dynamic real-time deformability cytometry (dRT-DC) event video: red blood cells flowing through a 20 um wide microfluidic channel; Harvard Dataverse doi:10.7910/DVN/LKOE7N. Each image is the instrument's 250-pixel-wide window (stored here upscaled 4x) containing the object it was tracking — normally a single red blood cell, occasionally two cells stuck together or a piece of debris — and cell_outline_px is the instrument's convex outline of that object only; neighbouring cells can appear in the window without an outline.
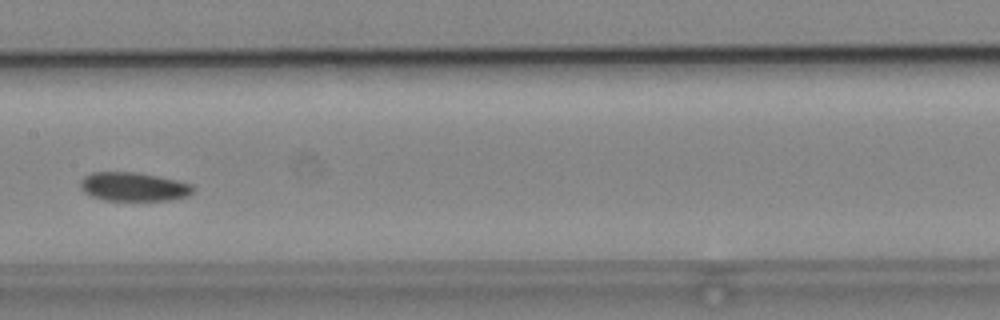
{"species": "common noctule bat (a hibernating species)", "species_latin": "Nyctalus noctula", "temperature_condition": "cold", "stored_images_in_passage": 6, "camera_frame_rate_fps": 3000, "um_per_image_px": 0.085, "animal": {"sex": "male", "body_mass_g": 19.2, "forearm_length_mm": 51.8}, "frame": {"image": 1, "passage_image": 6, "time_ms": 5.667, "image_size_px": [1000, 320], "cell_outline_px": [[192, 192], [188, 196], [168, 200], [104, 200], [92, 196], [84, 192], [80, 188], [80, 180], [84, 176], [92, 172], [136, 172], [176, 180], [192, 184]], "centroid_in_image_um": [11.31, 15.87], "position_along_channel_um": 196.1, "area_um2": 18.79}}